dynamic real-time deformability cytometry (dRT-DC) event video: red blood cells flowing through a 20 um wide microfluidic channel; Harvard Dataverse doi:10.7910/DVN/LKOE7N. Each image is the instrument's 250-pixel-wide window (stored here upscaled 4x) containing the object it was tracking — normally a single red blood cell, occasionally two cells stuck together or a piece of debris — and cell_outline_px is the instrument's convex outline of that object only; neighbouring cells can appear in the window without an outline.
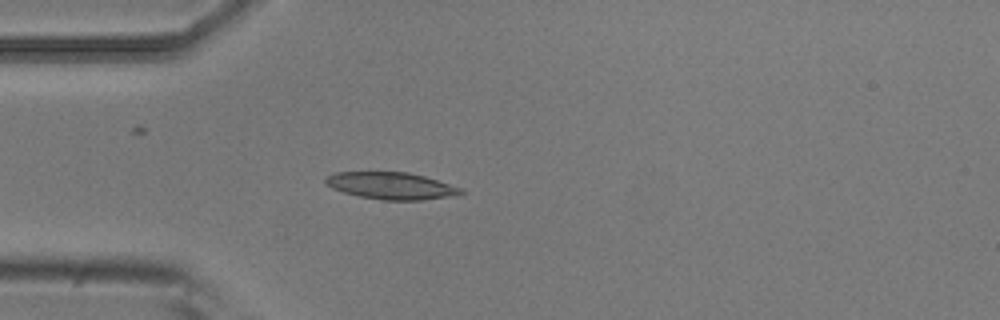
{"species": "common noctule bat (a hibernating species)", "species_latin": "Nyctalus noctula", "temperature_condition": "room temperature", "stored_images_in_passage": 5, "camera_frame_rate_fps": 3000, "um_per_image_px": 0.085, "animal": {"sex": "male", "body_mass_g": 20.5, "forearm_length_mm": 52.5}, "frame": {"image": 1, "passage_image": 5, "time_ms": 1.333, "image_size_px": [1000, 320], "cell_outline_px": [[468, 192], [456, 196], [420, 200], [384, 200], [360, 196], [344, 192], [332, 188], [324, 184], [324, 176], [336, 172], [408, 172], [424, 176], [464, 188]], "centroid_in_image_um": [33.29, 15.79], "position_along_channel_um": 51.7, "area_um2": 21.56}}